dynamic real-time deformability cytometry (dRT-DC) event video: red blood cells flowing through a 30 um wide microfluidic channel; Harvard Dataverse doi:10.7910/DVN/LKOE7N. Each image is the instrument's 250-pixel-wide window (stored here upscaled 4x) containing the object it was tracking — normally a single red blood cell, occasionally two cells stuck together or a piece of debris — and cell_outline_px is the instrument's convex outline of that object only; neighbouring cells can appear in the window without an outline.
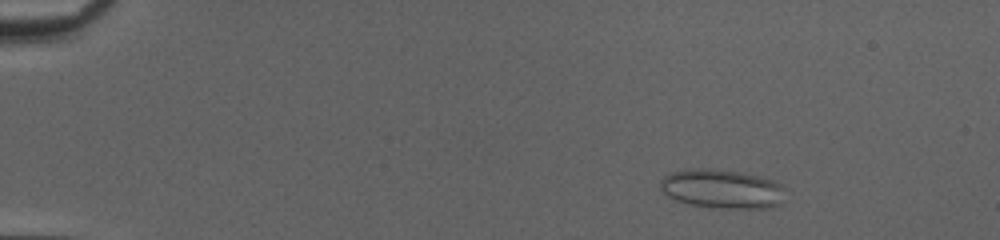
{"species": "common noctule bat (a hibernating species)", "species_latin": "Nyctalus noctula", "temperature_condition": "cold", "stored_images_in_passage": 51, "camera_frame_rate_fps": 3000, "um_per_image_px": 0.085, "animal": {"sex": "female", "body_mass_g": 20.0, "forearm_length_mm": 54.0}, "frame": {"image": 1, "passage_image": 8, "time_ms": 2.333, "image_size_px": [1000, 240], "cell_outline_px": [[784, 188], [780, 204], [768, 208], [712, 208], [692, 204], [676, 200], [668, 196], [660, 188], [660, 180], [664, 176], [672, 172], [692, 168], [708, 168], [744, 172], [772, 180], [780, 184]], "centroid_in_image_um": [61.35, 16.05], "position_along_channel_um": 23.7, "area_um2": 28.44}}
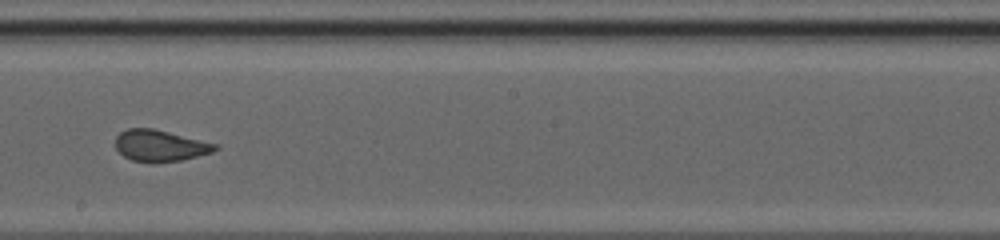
{"frame": {"image": 2, "passage_image": 31, "time_ms": 10.0, "image_size_px": [1000, 240], "cell_outline_px": [[220, 148], [212, 152], [180, 160], [156, 164], [132, 160], [124, 156], [116, 148], [116, 136], [120, 132], [128, 128], [152, 128], [220, 144]], "centroid_in_image_um": [13.63, 12.39], "position_along_channel_um": 234.6, "area_um2": 18.44}}
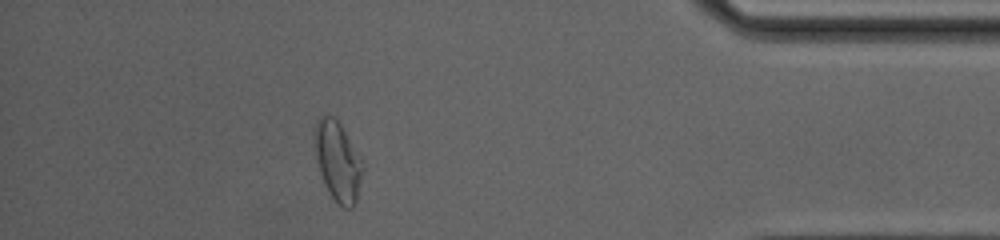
{"frame": {"image": 3, "passage_image": 46, "time_ms": 15.0, "image_size_px": [1000, 240], "cell_outline_px": [[364, 168], [356, 204], [352, 208], [344, 208], [336, 204], [328, 192], [324, 184], [316, 160], [312, 132], [316, 120], [320, 116], [332, 116], [340, 124], [360, 160]], "centroid_in_image_um": [28.67, 13.75], "position_along_channel_um": 406.5, "area_um2": 22.37}, "authors_computed_cell_mechanics": {"area_um2": 21.0392, "velocity_mm_per_s": 4.1616, "shape_relaxation_time_tau1_ms": null, "shape_relaxation_time_tau2_ms": 0.7748, "deformation_change_tau1": null, "deformation_change_tau2": 0.0651}}